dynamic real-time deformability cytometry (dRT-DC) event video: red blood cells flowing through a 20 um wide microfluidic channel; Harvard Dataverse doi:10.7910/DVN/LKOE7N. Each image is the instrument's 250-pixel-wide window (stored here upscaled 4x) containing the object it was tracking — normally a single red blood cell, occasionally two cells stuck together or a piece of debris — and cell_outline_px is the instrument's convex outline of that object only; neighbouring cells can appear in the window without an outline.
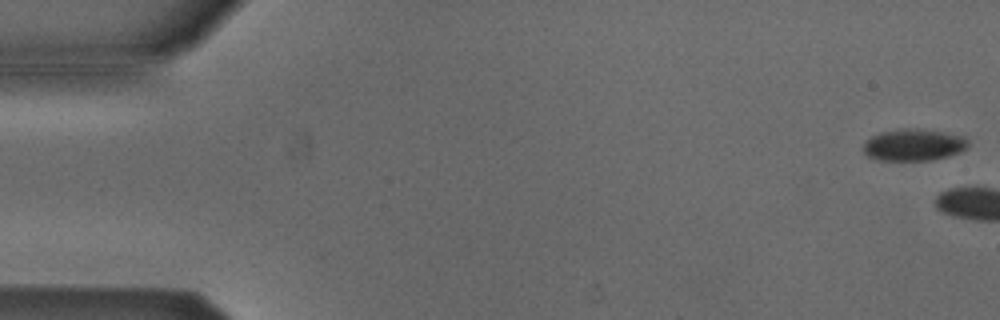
{"species": "Egyptian fruit bat (a non-hibernating species)", "species_latin": "Rousettus aegyptiacus", "temperature_condition": "cold", "stored_images_in_passage": 10, "camera_frame_rate_fps": 3000, "um_per_image_px": 0.085, "animal": {"sex": "male"}, "frame": {"image": 1, "passage_image": 1, "time_ms": 0.0, "image_size_px": [1000, 320], "cell_outline_px": [[968, 148], [960, 152], [948, 156], [928, 160], [880, 160], [868, 156], [864, 152], [864, 144], [872, 136], [880, 132], [900, 128], [920, 128], [944, 132], [964, 136], [968, 140]], "centroid_in_image_um": [77.69, 12.3], "position_along_channel_um": 7.3, "area_um2": 19.48}}